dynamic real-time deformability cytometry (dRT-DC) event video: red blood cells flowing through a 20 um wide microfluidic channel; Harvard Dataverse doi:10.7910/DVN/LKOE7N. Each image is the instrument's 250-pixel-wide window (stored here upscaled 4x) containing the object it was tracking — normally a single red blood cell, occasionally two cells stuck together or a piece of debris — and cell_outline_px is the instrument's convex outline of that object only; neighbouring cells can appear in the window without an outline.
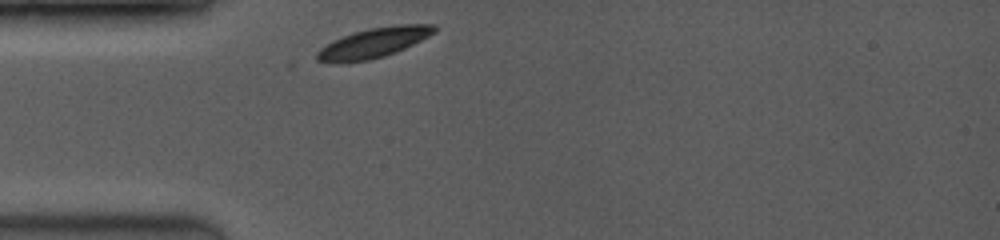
{"species": "common noctule bat (a hibernating species)", "species_latin": "Nyctalus noctula", "temperature_condition": "room temperature", "stored_images_in_passage": 34, "camera_frame_rate_fps": 3500, "um_per_image_px": 0.085, "animal": {"sex": "female", "body_mass_g": 19.0, "forearm_length_mm": 53.3}, "frame": {"image": 1, "passage_image": 1, "time_ms": 0.0, "image_size_px": [1000, 240], "cell_outline_px": [[436, 32], [396, 52], [384, 56], [368, 60], [340, 64], [332, 64], [316, 60], [316, 52], [320, 48], [332, 40], [352, 32], [368, 28], [396, 24], [436, 24]], "centroid_in_image_um": [31.7, 3.64], "position_along_channel_um": 53.3, "area_um2": 20.81}}
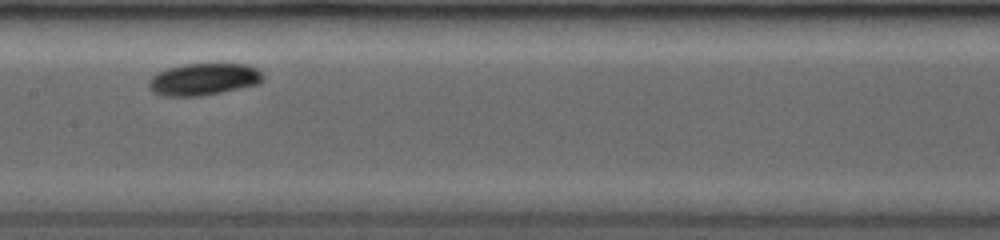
{"frame": {"image": 2, "passage_image": 14, "time_ms": 3.714, "image_size_px": [1000, 240], "cell_outline_px": [[264, 76], [256, 84], [220, 92], [200, 96], [164, 96], [152, 92], [148, 88], [148, 80], [156, 72], [168, 68], [184, 64], [248, 64], [256, 68]], "centroid_in_image_um": [17.23, 6.73], "position_along_channel_um": 190.2, "area_um2": 21.15}}
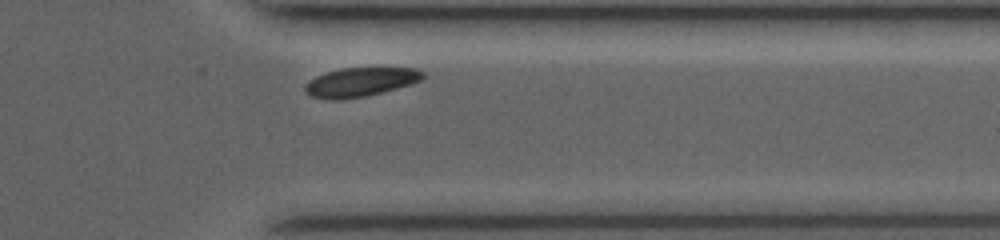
{"frame": {"image": 3, "passage_image": 31, "time_ms": 8.571, "image_size_px": [1000, 240], "cell_outline_px": [[424, 76], [420, 80], [412, 84], [364, 96], [336, 100], [328, 100], [312, 96], [304, 88], [304, 84], [308, 80], [316, 76], [340, 68], [416, 68], [424, 72]], "centroid_in_image_um": [30.61, 6.97], "position_along_channel_um": 380.8, "area_um2": 19.71}}